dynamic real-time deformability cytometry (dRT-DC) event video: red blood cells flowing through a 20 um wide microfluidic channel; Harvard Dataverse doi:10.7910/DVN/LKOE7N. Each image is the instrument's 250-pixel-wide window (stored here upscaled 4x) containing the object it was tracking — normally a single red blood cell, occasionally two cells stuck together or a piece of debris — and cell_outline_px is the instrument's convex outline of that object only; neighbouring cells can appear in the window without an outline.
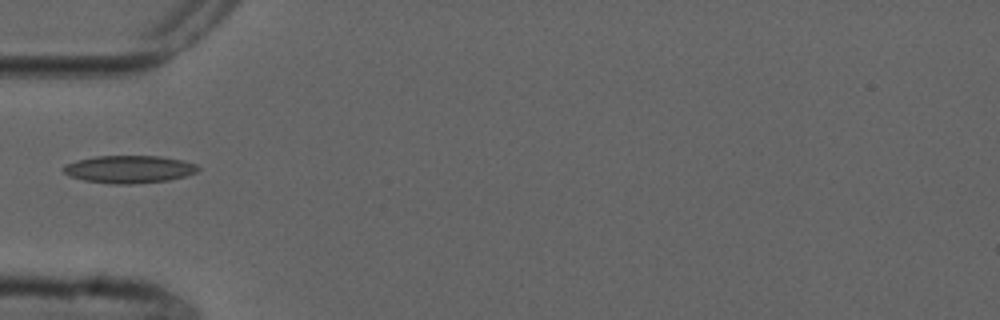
{"species": "common noctule bat (a hibernating species)", "species_latin": "Nyctalus noctula", "temperature_condition": "cold", "stored_images_in_passage": 2, "camera_frame_rate_fps": 3000, "um_per_image_px": 0.085, "animal": {"sex": "male", "forearm_length_mm": 52.5}, "frame": {"image": 1, "passage_image": 2, "time_ms": 1.0, "image_size_px": [1000, 320], "cell_outline_px": [[200, 168], [196, 172], [188, 176], [168, 180], [132, 184], [112, 184], [84, 180], [68, 176], [60, 168], [64, 164], [76, 160], [96, 156], [160, 156], [184, 160], [196, 164]], "centroid_in_image_um": [10.96, 14.38], "position_along_channel_um": 74.0, "area_um2": 21.91}}